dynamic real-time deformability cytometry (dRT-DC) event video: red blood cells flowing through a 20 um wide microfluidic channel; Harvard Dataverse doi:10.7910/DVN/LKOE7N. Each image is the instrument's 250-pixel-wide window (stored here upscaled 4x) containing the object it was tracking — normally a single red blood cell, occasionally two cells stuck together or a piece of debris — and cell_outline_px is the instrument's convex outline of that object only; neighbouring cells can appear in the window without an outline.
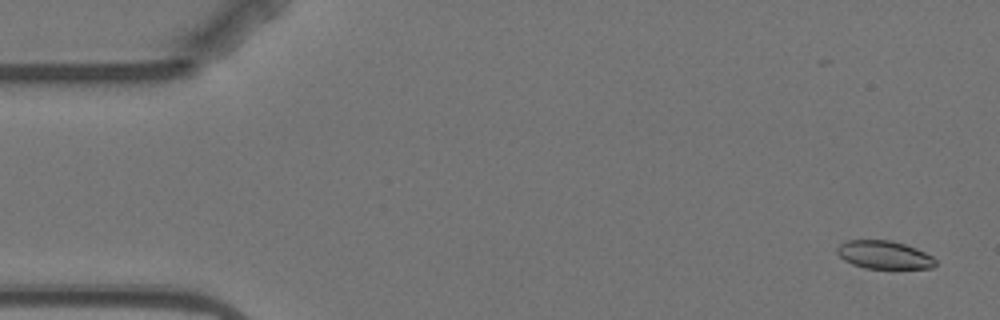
{"species": "Egyptian fruit bat (a non-hibernating species)", "species_latin": "Rousettus aegyptiacus", "temperature_condition": "warm", "stored_images_in_passage": 5, "camera_frame_rate_fps": 3000, "um_per_image_px": 0.085, "animal": {"sex": "female"}, "frame": {"image": 1, "passage_image": 1, "time_ms": 0.0, "image_size_px": [1000, 320], "cell_outline_px": [[936, 264], [932, 268], [864, 268], [852, 264], [844, 260], [836, 252], [836, 248], [844, 240], [892, 240], [916, 248], [932, 256], [936, 260]], "centroid_in_image_um": [75.12, 21.65], "position_along_channel_um": 9.9, "area_um2": 16.13}}
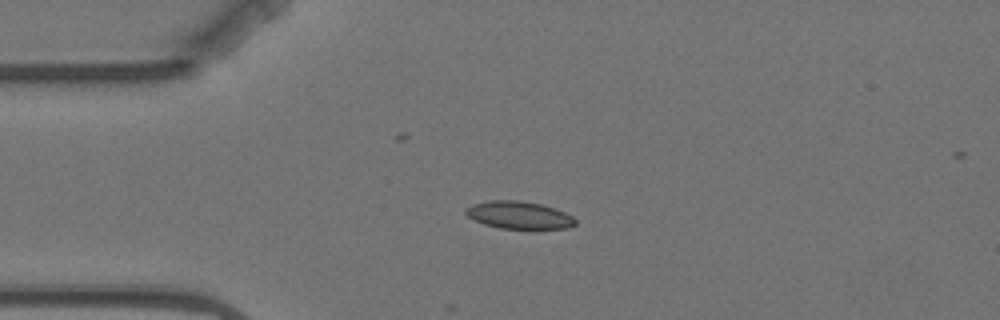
{"frame": {"image": 2, "passage_image": 4, "time_ms": 3.667, "image_size_px": [1000, 320], "cell_outline_px": [[576, 224], [568, 228], [500, 228], [484, 224], [468, 216], [464, 212], [464, 208], [472, 204], [488, 200], [516, 200], [540, 204], [556, 208], [572, 216], [576, 220]], "centroid_in_image_um": [44.09, 18.27], "position_along_channel_um": 40.9, "area_um2": 17.46}}